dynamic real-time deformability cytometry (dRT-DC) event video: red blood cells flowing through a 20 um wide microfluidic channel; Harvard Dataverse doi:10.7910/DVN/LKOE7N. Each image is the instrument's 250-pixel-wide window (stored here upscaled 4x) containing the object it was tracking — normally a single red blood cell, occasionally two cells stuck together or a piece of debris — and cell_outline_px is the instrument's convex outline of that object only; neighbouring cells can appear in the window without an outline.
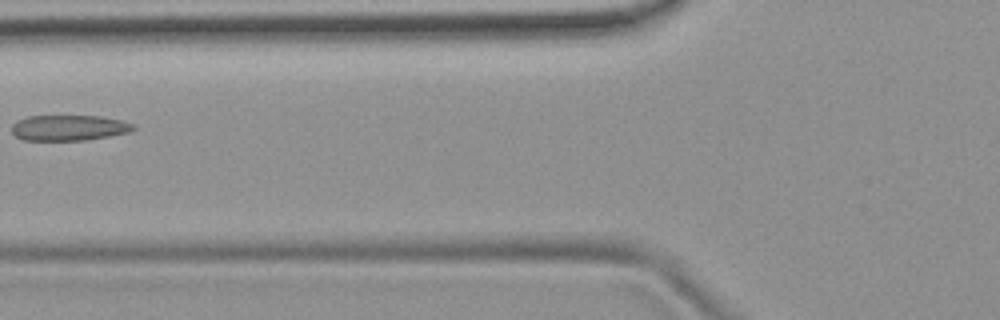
{"species": "common noctule bat (a hibernating species)", "species_latin": "Nyctalus noctula", "temperature_condition": "room temperature", "stored_images_in_passage": 3, "camera_frame_rate_fps": 3000, "um_per_image_px": 0.085, "animal": {"sex": "female", "body_mass_g": 19.9}, "frame": {"image": 1, "passage_image": 2, "time_ms": 1.333, "image_size_px": [1000, 320], "cell_outline_px": [[136, 128], [128, 132], [108, 136], [84, 140], [24, 140], [16, 136], [12, 132], [12, 124], [16, 120], [28, 116], [100, 116], [120, 120], [132, 124]], "centroid_in_image_um": [5.81, 10.86], "position_along_channel_um": 120.0, "area_um2": 17.98}}
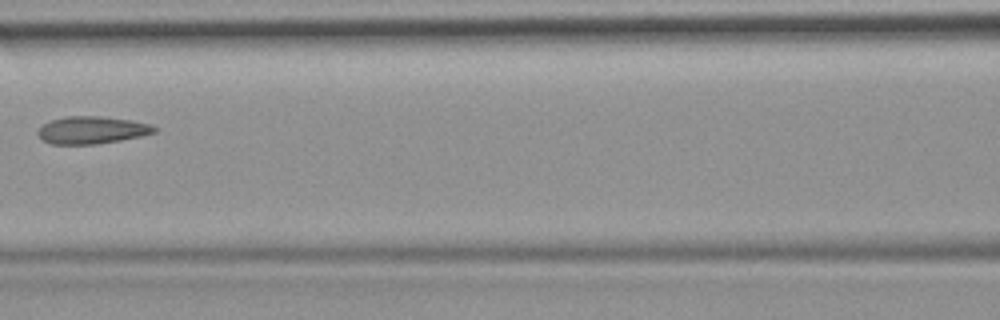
{"frame": {"image": 2, "passage_image": 3, "time_ms": 2.333, "image_size_px": [1000, 320], "cell_outline_px": [[156, 132], [140, 136], [120, 140], [96, 144], [52, 144], [40, 140], [36, 132], [44, 124], [52, 120], [64, 116], [100, 116], [132, 120], [152, 124], [156, 128]], "centroid_in_image_um": [7.79, 11.05], "position_along_channel_um": 158.8, "area_um2": 18.67}}